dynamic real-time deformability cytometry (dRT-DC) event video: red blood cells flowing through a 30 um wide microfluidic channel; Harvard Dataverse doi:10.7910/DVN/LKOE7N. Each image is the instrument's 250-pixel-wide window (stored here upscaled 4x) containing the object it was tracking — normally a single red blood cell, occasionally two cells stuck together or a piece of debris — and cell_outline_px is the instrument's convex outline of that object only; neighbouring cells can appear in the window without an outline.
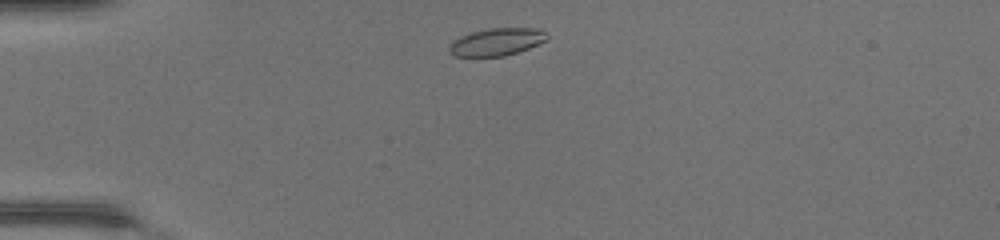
{"species": "common noctule bat (a hibernating species)", "species_latin": "Nyctalus noctula", "temperature_condition": "warm", "stored_images_in_passage": 37, "camera_frame_rate_fps": 3000, "um_per_image_px": 0.085, "animal": {"sex": "female", "body_mass_g": 17.0, "forearm_length_mm": 48.0}, "frame": {"image": 1, "passage_image": 2, "time_ms": 0.333, "image_size_px": [1000, 240], "cell_outline_px": [[548, 40], [528, 48], [504, 56], [472, 60], [456, 56], [448, 52], [448, 48], [460, 36], [472, 32], [488, 28], [540, 28], [548, 36]], "centroid_in_image_um": [42.17, 3.61], "position_along_channel_um": 42.8, "area_um2": 16.18}}
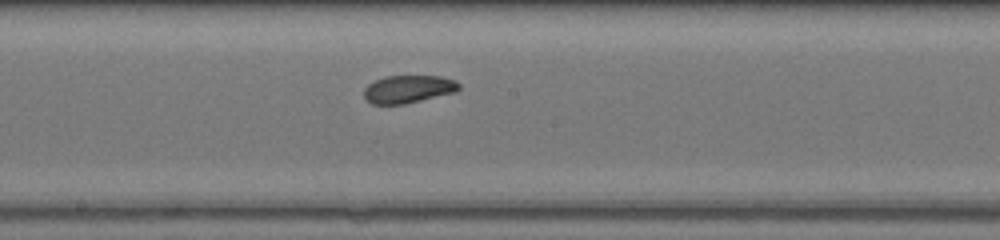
{"frame": {"image": 2, "passage_image": 16, "time_ms": 5.0, "image_size_px": [1000, 240], "cell_outline_px": [[460, 88], [456, 92], [404, 104], [372, 104], [364, 96], [364, 88], [368, 84], [384, 76], [440, 76], [456, 80], [460, 84]], "centroid_in_image_um": [34.72, 7.57], "position_along_channel_um": 213.5, "area_um2": 15.37}}
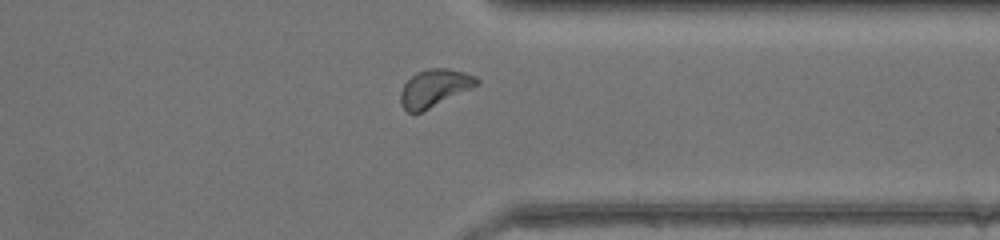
{"frame": {"image": 3, "passage_image": 27, "time_ms": 8.667, "image_size_px": [1000, 240], "cell_outline_px": [[480, 84], [420, 112], [408, 112], [400, 104], [400, 92], [404, 84], [416, 72], [428, 68], [448, 68], [464, 72], [476, 76], [480, 80]], "centroid_in_image_um": [36.93, 7.46], "position_along_channel_um": 374.5, "area_um2": 16.47}, "authors_computed_cell_mechanics": {"area_um2": 16.1262, "velocity_mm_per_s": 4.4265, "shape_relaxation_time_tau1_ms": 2.8084, "shape_relaxation_time_tau2_ms": 3.3831, "deformation_change_tau1": 0.0984, "deformation_change_tau2": 0.0937}}